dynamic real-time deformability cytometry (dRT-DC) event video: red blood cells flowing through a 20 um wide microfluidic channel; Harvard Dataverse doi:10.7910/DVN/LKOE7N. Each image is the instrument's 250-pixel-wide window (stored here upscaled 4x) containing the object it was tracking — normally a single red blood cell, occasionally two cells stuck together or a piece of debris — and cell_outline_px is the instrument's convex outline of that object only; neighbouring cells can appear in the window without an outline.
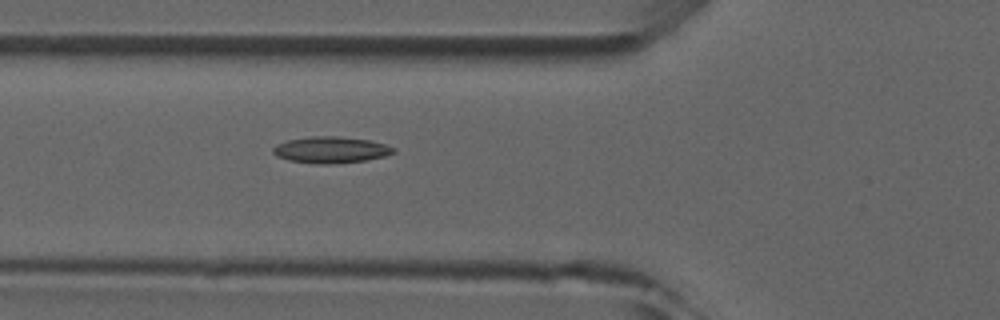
{"species": "common noctule bat (a hibernating species)", "species_latin": "Nyctalus noctula", "temperature_condition": "room temperature", "stored_images_in_passage": 5, "camera_frame_rate_fps": 3000, "um_per_image_px": 0.085, "animal": {"sex": "male", "forearm_length_mm": 52.5}, "frame": {"image": 1, "passage_image": 5, "time_ms": 4.333, "image_size_px": [1000, 320], "cell_outline_px": [[396, 152], [384, 156], [364, 160], [328, 164], [316, 164], [288, 160], [276, 156], [272, 152], [272, 148], [276, 144], [288, 140], [312, 136], [336, 136], [368, 140], [384, 144], [396, 148]], "centroid_in_image_um": [28.09, 12.73], "position_along_channel_um": 97.7, "area_um2": 18.44}}